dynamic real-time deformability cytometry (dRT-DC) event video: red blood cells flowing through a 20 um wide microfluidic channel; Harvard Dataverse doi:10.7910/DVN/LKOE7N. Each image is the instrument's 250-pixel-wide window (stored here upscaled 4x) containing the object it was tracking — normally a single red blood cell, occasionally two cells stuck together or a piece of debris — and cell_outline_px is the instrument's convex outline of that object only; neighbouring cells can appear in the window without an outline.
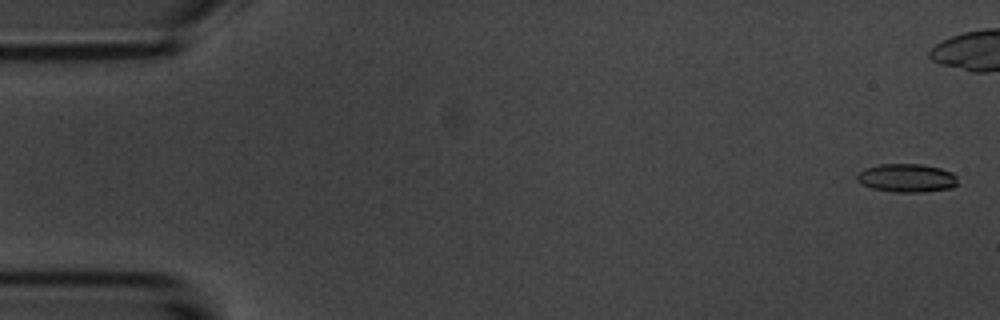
{"species": "common noctule bat (a hibernating species)", "species_latin": "Nyctalus noctula", "temperature_condition": "room temperature", "stored_images_in_passage": 6, "camera_frame_rate_fps": 3000, "um_per_image_px": 0.085, "animal": {"sex": "male", "body_mass_g": 20.1, "forearm_length_mm": 53.5}, "frame": {"image": 1, "passage_image": 1, "time_ms": 0.0, "image_size_px": [1000, 320], "cell_outline_px": [[956, 184], [952, 188], [920, 192], [892, 192], [872, 188], [860, 184], [856, 180], [856, 176], [864, 168], [880, 164], [920, 164], [940, 168], [952, 172], [956, 176]], "centroid_in_image_um": [77.04, 15.13], "position_along_channel_um": 8.0, "area_um2": 16.7}}